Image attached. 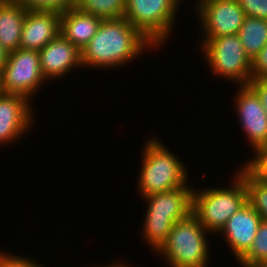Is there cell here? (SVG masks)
Returning <instances> with one entry per match:
<instances>
[{"mask_svg":"<svg viewBox=\"0 0 267 267\" xmlns=\"http://www.w3.org/2000/svg\"><path fill=\"white\" fill-rule=\"evenodd\" d=\"M200 50L215 77L221 76L237 86H247L252 79L251 60L237 34L202 38Z\"/></svg>","mask_w":267,"mask_h":267,"instance_id":"6","label":"cell"},{"mask_svg":"<svg viewBox=\"0 0 267 267\" xmlns=\"http://www.w3.org/2000/svg\"><path fill=\"white\" fill-rule=\"evenodd\" d=\"M9 53L0 45V71H3L7 63Z\"/></svg>","mask_w":267,"mask_h":267,"instance_id":"28","label":"cell"},{"mask_svg":"<svg viewBox=\"0 0 267 267\" xmlns=\"http://www.w3.org/2000/svg\"><path fill=\"white\" fill-rule=\"evenodd\" d=\"M242 165L237 172L245 181L247 202L262 220L267 221V182L258 179L244 164Z\"/></svg>","mask_w":267,"mask_h":267,"instance_id":"18","label":"cell"},{"mask_svg":"<svg viewBox=\"0 0 267 267\" xmlns=\"http://www.w3.org/2000/svg\"><path fill=\"white\" fill-rule=\"evenodd\" d=\"M247 17L267 20V0H237Z\"/></svg>","mask_w":267,"mask_h":267,"instance_id":"23","label":"cell"},{"mask_svg":"<svg viewBox=\"0 0 267 267\" xmlns=\"http://www.w3.org/2000/svg\"><path fill=\"white\" fill-rule=\"evenodd\" d=\"M27 10H53L63 12L76 8L77 0H18Z\"/></svg>","mask_w":267,"mask_h":267,"instance_id":"21","label":"cell"},{"mask_svg":"<svg viewBox=\"0 0 267 267\" xmlns=\"http://www.w3.org/2000/svg\"><path fill=\"white\" fill-rule=\"evenodd\" d=\"M61 12L27 10L23 22L20 48L40 51L60 34Z\"/></svg>","mask_w":267,"mask_h":267,"instance_id":"14","label":"cell"},{"mask_svg":"<svg viewBox=\"0 0 267 267\" xmlns=\"http://www.w3.org/2000/svg\"><path fill=\"white\" fill-rule=\"evenodd\" d=\"M261 222V216L247 202L220 230L236 260L239 261L251 248Z\"/></svg>","mask_w":267,"mask_h":267,"instance_id":"13","label":"cell"},{"mask_svg":"<svg viewBox=\"0 0 267 267\" xmlns=\"http://www.w3.org/2000/svg\"><path fill=\"white\" fill-rule=\"evenodd\" d=\"M248 86L259 97L260 102L267 113V78H252Z\"/></svg>","mask_w":267,"mask_h":267,"instance_id":"25","label":"cell"},{"mask_svg":"<svg viewBox=\"0 0 267 267\" xmlns=\"http://www.w3.org/2000/svg\"><path fill=\"white\" fill-rule=\"evenodd\" d=\"M237 35L252 61L267 44V20L246 16Z\"/></svg>","mask_w":267,"mask_h":267,"instance_id":"17","label":"cell"},{"mask_svg":"<svg viewBox=\"0 0 267 267\" xmlns=\"http://www.w3.org/2000/svg\"><path fill=\"white\" fill-rule=\"evenodd\" d=\"M102 19L71 8L61 12L60 34L82 50L95 36Z\"/></svg>","mask_w":267,"mask_h":267,"instance_id":"15","label":"cell"},{"mask_svg":"<svg viewBox=\"0 0 267 267\" xmlns=\"http://www.w3.org/2000/svg\"><path fill=\"white\" fill-rule=\"evenodd\" d=\"M193 189V186H182L142 198L147 208L141 235L154 252L165 242L174 223L192 213Z\"/></svg>","mask_w":267,"mask_h":267,"instance_id":"3","label":"cell"},{"mask_svg":"<svg viewBox=\"0 0 267 267\" xmlns=\"http://www.w3.org/2000/svg\"><path fill=\"white\" fill-rule=\"evenodd\" d=\"M196 1L195 16L201 25L199 28L202 32L201 38L238 34L246 15L237 0Z\"/></svg>","mask_w":267,"mask_h":267,"instance_id":"9","label":"cell"},{"mask_svg":"<svg viewBox=\"0 0 267 267\" xmlns=\"http://www.w3.org/2000/svg\"><path fill=\"white\" fill-rule=\"evenodd\" d=\"M234 99V109L253 151L267 146V113L259 97L247 86H238Z\"/></svg>","mask_w":267,"mask_h":267,"instance_id":"10","label":"cell"},{"mask_svg":"<svg viewBox=\"0 0 267 267\" xmlns=\"http://www.w3.org/2000/svg\"><path fill=\"white\" fill-rule=\"evenodd\" d=\"M260 267H267V261H264L261 265H259Z\"/></svg>","mask_w":267,"mask_h":267,"instance_id":"31","label":"cell"},{"mask_svg":"<svg viewBox=\"0 0 267 267\" xmlns=\"http://www.w3.org/2000/svg\"><path fill=\"white\" fill-rule=\"evenodd\" d=\"M252 78H267V44L251 61Z\"/></svg>","mask_w":267,"mask_h":267,"instance_id":"24","label":"cell"},{"mask_svg":"<svg viewBox=\"0 0 267 267\" xmlns=\"http://www.w3.org/2000/svg\"><path fill=\"white\" fill-rule=\"evenodd\" d=\"M209 234L191 213L174 223L156 253L162 255L169 267H208L211 261L207 239Z\"/></svg>","mask_w":267,"mask_h":267,"instance_id":"5","label":"cell"},{"mask_svg":"<svg viewBox=\"0 0 267 267\" xmlns=\"http://www.w3.org/2000/svg\"><path fill=\"white\" fill-rule=\"evenodd\" d=\"M181 2L182 0H126L125 18L160 48L174 31Z\"/></svg>","mask_w":267,"mask_h":267,"instance_id":"7","label":"cell"},{"mask_svg":"<svg viewBox=\"0 0 267 267\" xmlns=\"http://www.w3.org/2000/svg\"><path fill=\"white\" fill-rule=\"evenodd\" d=\"M235 173L228 187L193 189L192 214L209 233L219 234L227 220L247 203L245 181Z\"/></svg>","mask_w":267,"mask_h":267,"instance_id":"4","label":"cell"},{"mask_svg":"<svg viewBox=\"0 0 267 267\" xmlns=\"http://www.w3.org/2000/svg\"><path fill=\"white\" fill-rule=\"evenodd\" d=\"M11 267H43L38 261L30 259L27 256L11 254ZM45 267V266H44Z\"/></svg>","mask_w":267,"mask_h":267,"instance_id":"26","label":"cell"},{"mask_svg":"<svg viewBox=\"0 0 267 267\" xmlns=\"http://www.w3.org/2000/svg\"><path fill=\"white\" fill-rule=\"evenodd\" d=\"M121 260H119V261H115L114 263L113 262H111V263H109L108 265L106 264V265H100V267H132V266H129L128 264H125L124 262H120ZM91 267V266H90ZM94 267H99V265L98 266H94Z\"/></svg>","mask_w":267,"mask_h":267,"instance_id":"29","label":"cell"},{"mask_svg":"<svg viewBox=\"0 0 267 267\" xmlns=\"http://www.w3.org/2000/svg\"><path fill=\"white\" fill-rule=\"evenodd\" d=\"M2 80L4 94H19L32 101L34 94L47 82L42 76L39 52L18 48L9 53Z\"/></svg>","mask_w":267,"mask_h":267,"instance_id":"8","label":"cell"},{"mask_svg":"<svg viewBox=\"0 0 267 267\" xmlns=\"http://www.w3.org/2000/svg\"><path fill=\"white\" fill-rule=\"evenodd\" d=\"M76 8L102 20L125 17L126 0H77Z\"/></svg>","mask_w":267,"mask_h":267,"instance_id":"19","label":"cell"},{"mask_svg":"<svg viewBox=\"0 0 267 267\" xmlns=\"http://www.w3.org/2000/svg\"><path fill=\"white\" fill-rule=\"evenodd\" d=\"M32 105L19 94L0 95V145L12 144L32 129L35 122Z\"/></svg>","mask_w":267,"mask_h":267,"instance_id":"11","label":"cell"},{"mask_svg":"<svg viewBox=\"0 0 267 267\" xmlns=\"http://www.w3.org/2000/svg\"><path fill=\"white\" fill-rule=\"evenodd\" d=\"M0 267H11V253L0 251Z\"/></svg>","mask_w":267,"mask_h":267,"instance_id":"27","label":"cell"},{"mask_svg":"<svg viewBox=\"0 0 267 267\" xmlns=\"http://www.w3.org/2000/svg\"><path fill=\"white\" fill-rule=\"evenodd\" d=\"M157 48L124 18L102 20L95 36L81 50L83 67L121 68L146 50Z\"/></svg>","mask_w":267,"mask_h":267,"instance_id":"1","label":"cell"},{"mask_svg":"<svg viewBox=\"0 0 267 267\" xmlns=\"http://www.w3.org/2000/svg\"><path fill=\"white\" fill-rule=\"evenodd\" d=\"M144 145L137 182V190L142 198L182 186H191L188 184L189 173L184 162L168 150L161 139L153 136Z\"/></svg>","mask_w":267,"mask_h":267,"instance_id":"2","label":"cell"},{"mask_svg":"<svg viewBox=\"0 0 267 267\" xmlns=\"http://www.w3.org/2000/svg\"><path fill=\"white\" fill-rule=\"evenodd\" d=\"M267 261V221L262 220L249 251L239 260L242 267H256Z\"/></svg>","mask_w":267,"mask_h":267,"instance_id":"20","label":"cell"},{"mask_svg":"<svg viewBox=\"0 0 267 267\" xmlns=\"http://www.w3.org/2000/svg\"><path fill=\"white\" fill-rule=\"evenodd\" d=\"M26 11L18 0H0V45L8 53L20 48Z\"/></svg>","mask_w":267,"mask_h":267,"instance_id":"16","label":"cell"},{"mask_svg":"<svg viewBox=\"0 0 267 267\" xmlns=\"http://www.w3.org/2000/svg\"><path fill=\"white\" fill-rule=\"evenodd\" d=\"M253 156L243 164L258 178L267 182V146L255 152Z\"/></svg>","mask_w":267,"mask_h":267,"instance_id":"22","label":"cell"},{"mask_svg":"<svg viewBox=\"0 0 267 267\" xmlns=\"http://www.w3.org/2000/svg\"><path fill=\"white\" fill-rule=\"evenodd\" d=\"M2 94H4V90H3L2 71H0V95Z\"/></svg>","mask_w":267,"mask_h":267,"instance_id":"30","label":"cell"},{"mask_svg":"<svg viewBox=\"0 0 267 267\" xmlns=\"http://www.w3.org/2000/svg\"><path fill=\"white\" fill-rule=\"evenodd\" d=\"M38 52L42 76L46 81L61 79L73 69L83 67L81 50L61 34Z\"/></svg>","mask_w":267,"mask_h":267,"instance_id":"12","label":"cell"}]
</instances>
